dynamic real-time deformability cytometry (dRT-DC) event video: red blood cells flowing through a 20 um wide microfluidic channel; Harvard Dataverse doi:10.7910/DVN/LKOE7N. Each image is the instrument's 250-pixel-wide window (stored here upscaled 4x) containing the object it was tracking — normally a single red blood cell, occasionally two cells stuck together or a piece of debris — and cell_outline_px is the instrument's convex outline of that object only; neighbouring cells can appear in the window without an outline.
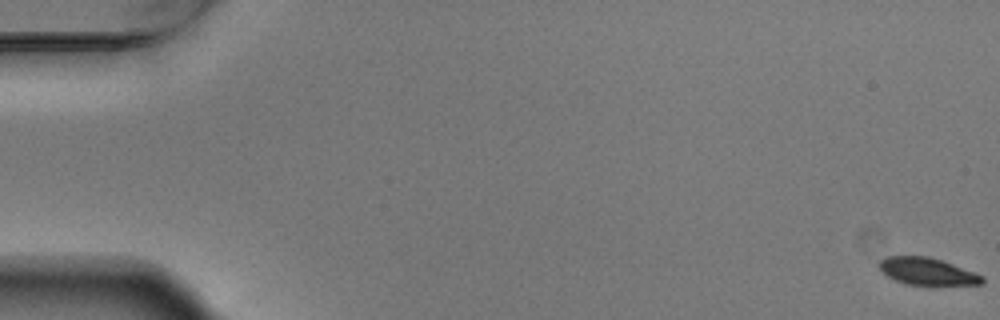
{"species": "Egyptian fruit bat (a non-hibernating species)", "species_latin": "Rousettus aegyptiacus", "temperature_condition": "warm", "stored_images_in_passage": 7, "camera_frame_rate_fps": 3000, "um_per_image_px": 0.085, "animal": {"sex": "male"}, "frame": {"image": 1, "passage_image": 1, "time_ms": 0.0, "image_size_px": [1000, 320], "cell_outline_px": [[984, 284], [940, 288], [932, 288], [904, 284], [888, 276], [880, 268], [880, 260], [888, 256], [928, 256], [952, 264], [984, 276]], "centroid_in_image_um": [78.9, 23.15], "position_along_channel_um": 6.1, "area_um2": 17.11}}
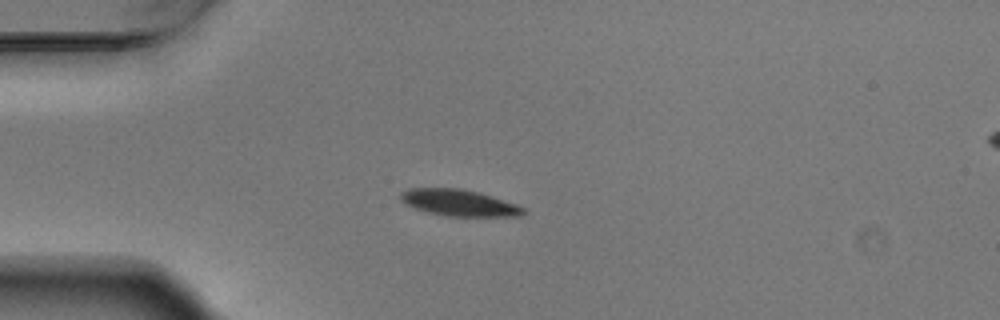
{"frame": {"image": 2, "passage_image": 5, "time_ms": 1.333, "image_size_px": [1000, 320], "cell_outline_px": [[524, 212], [520, 216], [444, 216], [428, 212], [404, 204], [400, 200], [400, 192], [408, 188], [460, 188], [476, 192], [516, 204], [524, 208]], "centroid_in_image_um": [38.95, 17.23], "position_along_channel_um": 46.1, "area_um2": 18.73}}
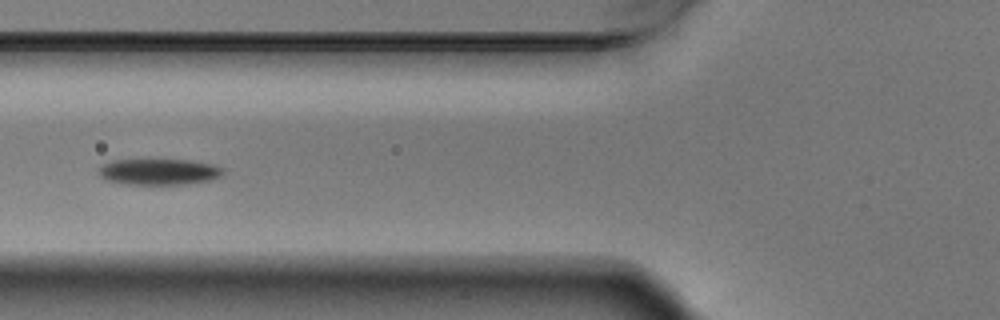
{"frame": {"image": 3, "passage_image": 7, "time_ms": 2.0, "image_size_px": [1000, 320], "cell_outline_px": [[224, 172], [220, 176], [212, 180], [184, 184], [128, 184], [108, 180], [100, 176], [96, 172], [100, 164], [112, 160], [188, 160], [212, 164], [224, 168]], "centroid_in_image_um": [13.48, 14.59], "position_along_channel_um": 112.3, "area_um2": 18.96}}